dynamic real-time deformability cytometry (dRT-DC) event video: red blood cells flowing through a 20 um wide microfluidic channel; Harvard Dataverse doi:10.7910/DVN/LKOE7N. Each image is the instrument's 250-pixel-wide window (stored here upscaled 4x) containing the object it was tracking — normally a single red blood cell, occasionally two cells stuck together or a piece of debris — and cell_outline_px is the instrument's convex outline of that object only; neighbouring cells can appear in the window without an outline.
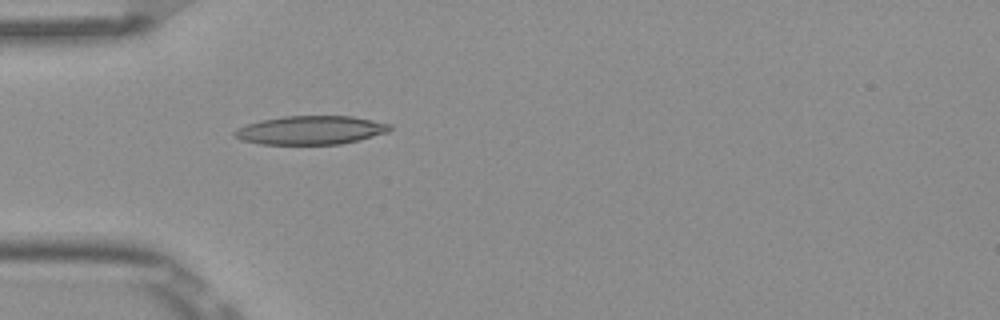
{"species": "Egyptian fruit bat (a non-hibernating species)", "species_latin": "Rousettus aegyptiacus", "temperature_condition": "room temperature", "stored_images_in_passage": 5, "camera_frame_rate_fps": 3000, "um_per_image_px": 0.085, "frame": {"image": 1, "passage_image": 5, "time_ms": 1.333, "image_size_px": [1000, 320], "cell_outline_px": [[392, 128], [388, 132], [340, 144], [260, 144], [240, 140], [232, 136], [232, 132], [236, 128], [260, 120], [284, 116], [352, 116], [392, 124]], "centroid_in_image_um": [26.36, 11.06], "position_along_channel_um": 58.6, "area_um2": 25.95}}